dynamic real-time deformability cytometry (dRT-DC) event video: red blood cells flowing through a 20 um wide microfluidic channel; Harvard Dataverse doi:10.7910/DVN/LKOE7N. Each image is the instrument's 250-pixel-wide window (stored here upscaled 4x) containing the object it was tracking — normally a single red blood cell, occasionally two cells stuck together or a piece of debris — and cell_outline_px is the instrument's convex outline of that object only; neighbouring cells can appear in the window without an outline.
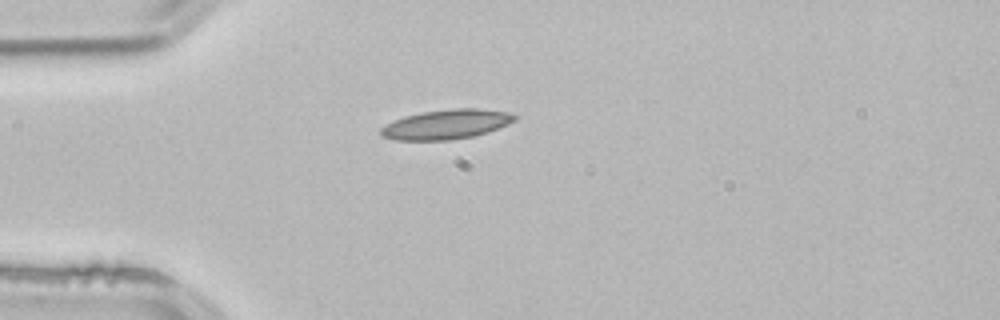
{"species": "common noctule bat (a hibernating species)", "species_latin": "Nyctalus noctula", "temperature_condition": "room temperature", "stored_images_in_passage": 1, "camera_frame_rate_fps": 3000, "um_per_image_px": 0.085, "animal": {"sex": "male", "body_mass_g": 21.5, "forearm_length_mm": 52.0}, "frame": {"image": 1, "passage_image": 1, "time_ms": 0.0, "image_size_px": [1000, 320], "cell_outline_px": [[516, 120], [508, 124], [488, 132], [472, 136], [452, 140], [396, 140], [380, 136], [380, 128], [404, 116], [420, 112], [452, 108], [476, 108], [508, 112], [516, 116]], "centroid_in_image_um": [37.93, 10.57], "position_along_channel_um": 47.1, "area_um2": 23.06}}